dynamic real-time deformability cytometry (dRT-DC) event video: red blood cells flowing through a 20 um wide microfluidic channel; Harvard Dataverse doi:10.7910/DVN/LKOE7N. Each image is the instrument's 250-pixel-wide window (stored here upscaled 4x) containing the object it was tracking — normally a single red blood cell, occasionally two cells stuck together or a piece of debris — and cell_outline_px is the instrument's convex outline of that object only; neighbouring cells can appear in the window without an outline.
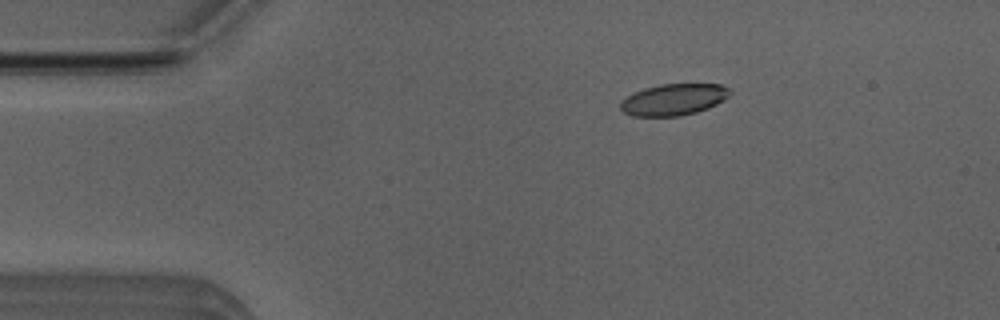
{"species": "Egyptian fruit bat (a non-hibernating species)", "species_latin": "Rousettus aegyptiacus", "temperature_condition": "room temperature", "stored_images_in_passage": 20, "camera_frame_rate_fps": 3000, "um_per_image_px": 0.085, "animal": {"sex": "male"}, "frame": {"image": 1, "passage_image": 1, "time_ms": 0.0, "image_size_px": [1000, 320], "cell_outline_px": [[732, 92], [724, 100], [708, 108], [696, 112], [680, 116], [632, 116], [624, 112], [620, 108], [620, 100], [632, 92], [644, 88], [660, 84], [720, 84], [728, 88]], "centroid_in_image_um": [57.23, 8.46], "position_along_channel_um": 27.8, "area_um2": 20.23}}
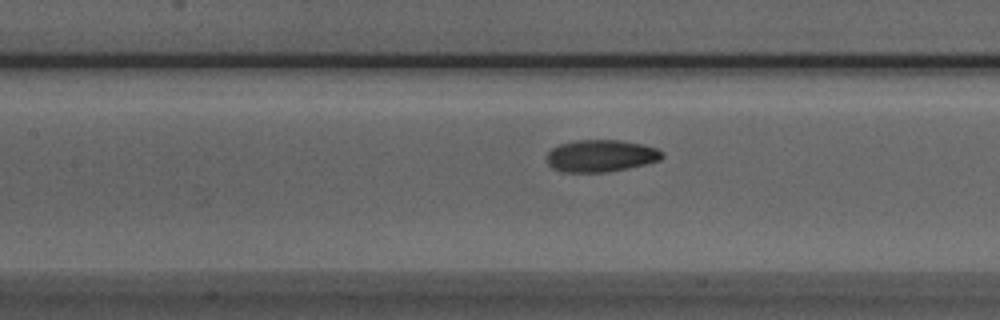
{"frame": {"image": 2, "passage_image": 15, "time_ms": 4.667, "image_size_px": [1000, 320], "cell_outline_px": [[664, 156], [660, 160], [628, 168], [608, 172], [560, 172], [552, 168], [548, 164], [548, 152], [552, 148], [560, 144], [576, 140], [620, 140], [640, 144], [656, 148], [664, 152]], "centroid_in_image_um": [51.07, 13.25], "position_along_channel_um": 156.3, "area_um2": 21.56}}
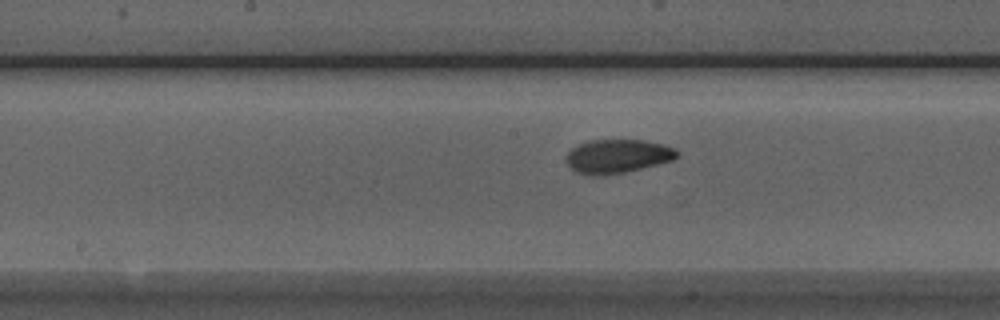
{"frame": {"image": 3, "passage_image": 18, "time_ms": 5.667, "image_size_px": [1000, 320], "cell_outline_px": [[680, 156], [672, 160], [624, 172], [604, 176], [592, 176], [576, 172], [564, 160], [568, 152], [572, 148], [588, 140], [644, 140], [664, 144], [676, 148], [680, 152]], "centroid_in_image_um": [52.5, 13.27], "position_along_channel_um": 195.7, "area_um2": 21.96}}